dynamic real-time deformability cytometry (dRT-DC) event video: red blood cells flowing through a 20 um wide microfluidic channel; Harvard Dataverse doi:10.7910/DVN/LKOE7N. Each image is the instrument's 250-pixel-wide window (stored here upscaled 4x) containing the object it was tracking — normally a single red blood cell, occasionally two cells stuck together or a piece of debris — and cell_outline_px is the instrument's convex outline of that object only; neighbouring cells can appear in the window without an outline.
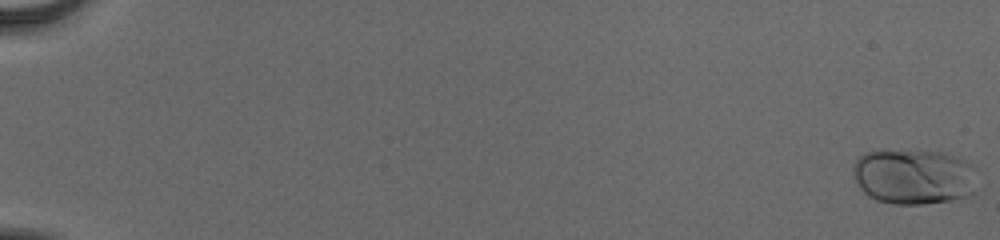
{"species": "human", "species_latin": "Homo sapiens", "temperature_condition": "cold", "stored_images_in_passage": 21, "camera_frame_rate_fps": 3000, "um_per_image_px": 0.085, "donor": {"sex": "male"}, "frame": {"image": 1, "passage_image": 1, "time_ms": 0.0, "image_size_px": [1000, 240], "cell_outline_px": [[972, 192], [968, 196], [948, 200], [920, 204], [892, 204], [876, 200], [868, 196], [860, 188], [852, 172], [852, 164], [864, 152], [872, 148], [944, 152], [964, 160], [968, 164]], "centroid_in_image_um": [77.49, 14.97], "position_along_channel_um": 7.5, "area_um2": 39.88}}
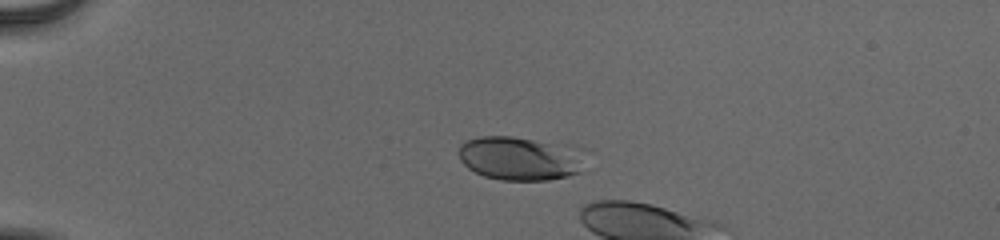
{"frame": {"image": 2, "passage_image": 16, "time_ms": 5.0, "image_size_px": [1000, 240], "cell_outline_px": [[580, 172], [568, 176], [548, 180], [500, 180], [484, 176], [468, 168], [460, 160], [460, 144], [464, 140], [480, 136], [512, 136], [532, 140], [548, 144]], "centroid_in_image_um": [43.68, 13.51], "position_along_channel_um": 41.3, "area_um2": 28.78}}